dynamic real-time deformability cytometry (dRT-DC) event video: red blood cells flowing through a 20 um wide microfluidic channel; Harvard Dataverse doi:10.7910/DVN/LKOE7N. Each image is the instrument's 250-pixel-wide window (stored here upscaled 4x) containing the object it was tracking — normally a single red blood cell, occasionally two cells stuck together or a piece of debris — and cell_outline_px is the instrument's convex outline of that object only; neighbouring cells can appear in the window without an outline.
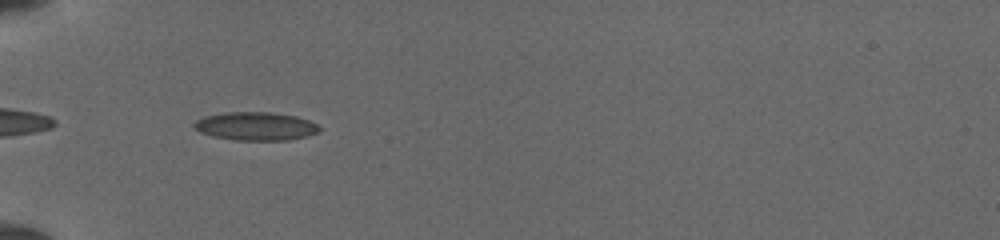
{"species": "common noctule bat (a hibernating species)", "species_latin": "Nyctalus noctula", "temperature_condition": "cold", "stored_images_in_passage": 35, "camera_frame_rate_fps": 3000, "um_per_image_px": 0.085, "animal": {"sex": "female", "body_mass_g": 19.5, "forearm_length_mm": 54.1}, "frame": {"image": 1, "passage_image": 3, "time_ms": 0.667, "image_size_px": [1000, 240], "cell_outline_px": [[320, 132], [308, 136], [288, 140], [236, 140], [212, 136], [200, 132], [192, 124], [196, 120], [204, 116], [224, 112], [268, 112], [296, 116], [308, 120], [316, 124], [320, 128]], "centroid_in_image_um": [21.73, 10.73], "position_along_channel_um": 63.3, "area_um2": 20.69}}
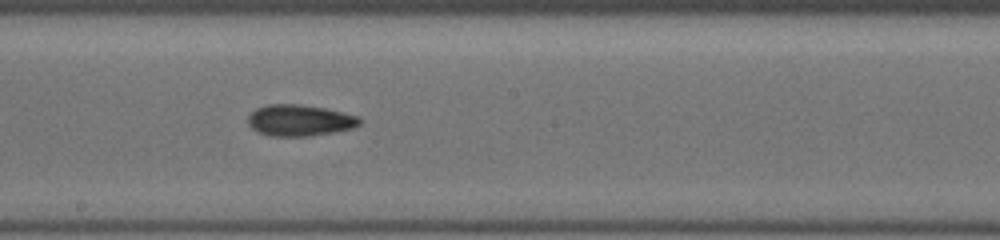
{"frame": {"image": 2, "passage_image": 15, "time_ms": 4.667, "image_size_px": [1000, 240], "cell_outline_px": [[360, 124], [352, 128], [332, 132], [308, 136], [268, 136], [252, 128], [248, 124], [248, 116], [256, 108], [268, 104], [300, 104], [324, 108], [360, 116]], "centroid_in_image_um": [25.46, 10.22], "position_along_channel_um": 222.7, "area_um2": 20.29}}
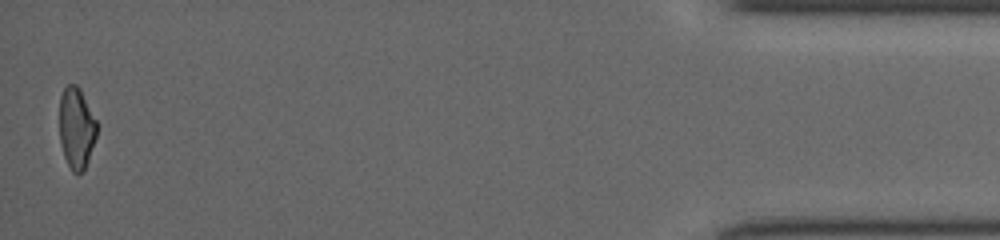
{"frame": {"image": 3, "passage_image": 35, "time_ms": 11.333, "image_size_px": [1000, 240], "cell_outline_px": [[96, 136], [88, 160], [84, 168], [80, 172], [72, 172], [64, 156], [60, 140], [60, 96], [64, 88], [68, 84], [76, 84], [80, 88], [96, 120]], "centroid_in_image_um": [6.49, 10.85], "position_along_channel_um": 428.7, "area_um2": 17.4}}